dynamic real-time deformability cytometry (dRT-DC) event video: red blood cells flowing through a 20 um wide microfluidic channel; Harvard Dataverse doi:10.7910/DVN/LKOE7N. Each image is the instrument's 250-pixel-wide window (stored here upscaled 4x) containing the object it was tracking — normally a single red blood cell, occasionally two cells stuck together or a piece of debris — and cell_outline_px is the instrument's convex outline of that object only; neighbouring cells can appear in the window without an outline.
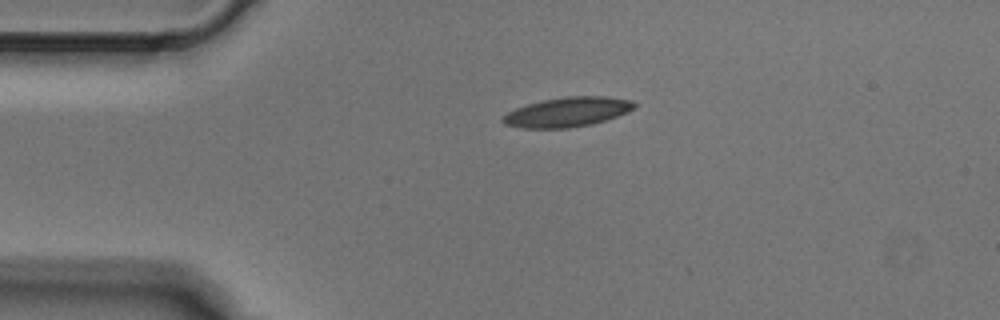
{"species": "Egyptian fruit bat (a non-hibernating species)", "species_latin": "Rousettus aegyptiacus", "temperature_condition": "cold", "stored_images_in_passage": 5, "camera_frame_rate_fps": 3000, "um_per_image_px": 0.085, "animal": {"sex": "male"}, "frame": {"image": 1, "passage_image": 1, "time_ms": 0.0, "image_size_px": [1000, 320], "cell_outline_px": [[636, 104], [632, 108], [616, 116], [592, 124], [568, 128], [520, 128], [504, 124], [500, 120], [508, 112], [516, 108], [528, 104], [544, 100], [564, 96], [604, 96], [632, 100]], "centroid_in_image_um": [48.18, 9.52], "position_along_channel_um": 36.8, "area_um2": 22.43}}
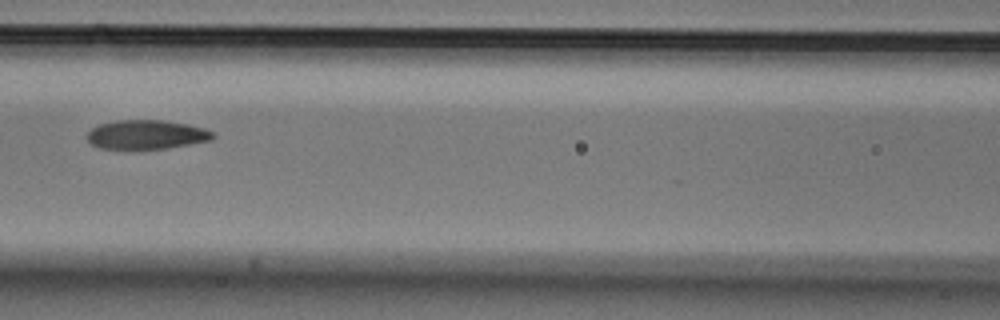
{"frame": {"image": 2, "passage_image": 4, "time_ms": 1.0, "image_size_px": [1000, 320], "cell_outline_px": [[216, 136], [212, 140], [168, 148], [100, 148], [92, 144], [88, 140], [88, 132], [92, 128], [100, 124], [116, 120], [164, 120], [188, 124], [204, 128], [216, 132]], "centroid_in_image_um": [12.52, 11.42], "position_along_channel_um": 154.1, "area_um2": 21.27}}
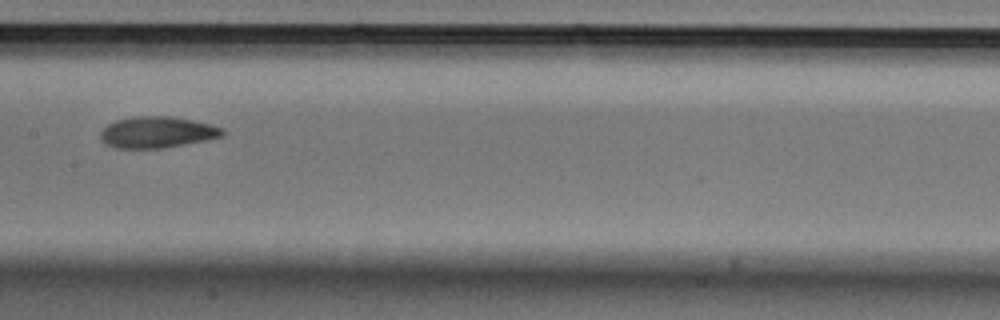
{"frame": {"image": 3, "passage_image": 5, "time_ms": 1.333, "image_size_px": [1000, 320], "cell_outline_px": [[224, 136], [164, 148], [116, 148], [104, 144], [100, 140], [100, 132], [108, 124], [116, 120], [132, 116], [176, 116], [212, 124], [224, 128]], "centroid_in_image_um": [13.35, 11.23], "position_along_channel_um": 194.0, "area_um2": 22.54}}